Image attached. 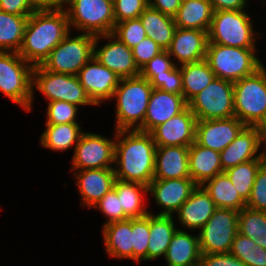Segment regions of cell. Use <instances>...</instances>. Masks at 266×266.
I'll use <instances>...</instances> for the list:
<instances>
[{"mask_svg":"<svg viewBox=\"0 0 266 266\" xmlns=\"http://www.w3.org/2000/svg\"><path fill=\"white\" fill-rule=\"evenodd\" d=\"M93 208L99 209L106 216L108 221L104 225L129 219L121 209L120 199L114 187Z\"/></svg>","mask_w":266,"mask_h":266,"instance_id":"42","label":"cell"},{"mask_svg":"<svg viewBox=\"0 0 266 266\" xmlns=\"http://www.w3.org/2000/svg\"><path fill=\"white\" fill-rule=\"evenodd\" d=\"M38 8H63L66 0H32Z\"/></svg>","mask_w":266,"mask_h":266,"instance_id":"54","label":"cell"},{"mask_svg":"<svg viewBox=\"0 0 266 266\" xmlns=\"http://www.w3.org/2000/svg\"><path fill=\"white\" fill-rule=\"evenodd\" d=\"M214 11L245 10L247 0H209Z\"/></svg>","mask_w":266,"mask_h":266,"instance_id":"51","label":"cell"},{"mask_svg":"<svg viewBox=\"0 0 266 266\" xmlns=\"http://www.w3.org/2000/svg\"><path fill=\"white\" fill-rule=\"evenodd\" d=\"M78 108L79 106L65 101H51L47 107L46 124L78 123Z\"/></svg>","mask_w":266,"mask_h":266,"instance_id":"40","label":"cell"},{"mask_svg":"<svg viewBox=\"0 0 266 266\" xmlns=\"http://www.w3.org/2000/svg\"><path fill=\"white\" fill-rule=\"evenodd\" d=\"M258 132L259 146H264L263 152L266 154V113L262 119L254 126Z\"/></svg>","mask_w":266,"mask_h":266,"instance_id":"53","label":"cell"},{"mask_svg":"<svg viewBox=\"0 0 266 266\" xmlns=\"http://www.w3.org/2000/svg\"><path fill=\"white\" fill-rule=\"evenodd\" d=\"M136 65L141 69L153 57L159 55L164 50L151 38L146 37L136 46L131 48Z\"/></svg>","mask_w":266,"mask_h":266,"instance_id":"46","label":"cell"},{"mask_svg":"<svg viewBox=\"0 0 266 266\" xmlns=\"http://www.w3.org/2000/svg\"><path fill=\"white\" fill-rule=\"evenodd\" d=\"M265 160L266 159L250 160L224 171L236 188L237 193L245 202H247L250 197L256 173Z\"/></svg>","mask_w":266,"mask_h":266,"instance_id":"36","label":"cell"},{"mask_svg":"<svg viewBox=\"0 0 266 266\" xmlns=\"http://www.w3.org/2000/svg\"><path fill=\"white\" fill-rule=\"evenodd\" d=\"M46 129L40 137L44 148L65 151L76 146L84 133L79 123L46 124Z\"/></svg>","mask_w":266,"mask_h":266,"instance_id":"33","label":"cell"},{"mask_svg":"<svg viewBox=\"0 0 266 266\" xmlns=\"http://www.w3.org/2000/svg\"><path fill=\"white\" fill-rule=\"evenodd\" d=\"M33 68L18 52L0 51V91L29 112L34 99Z\"/></svg>","mask_w":266,"mask_h":266,"instance_id":"5","label":"cell"},{"mask_svg":"<svg viewBox=\"0 0 266 266\" xmlns=\"http://www.w3.org/2000/svg\"><path fill=\"white\" fill-rule=\"evenodd\" d=\"M189 172L197 185L223 173L220 152L192 143L189 146Z\"/></svg>","mask_w":266,"mask_h":266,"instance_id":"25","label":"cell"},{"mask_svg":"<svg viewBox=\"0 0 266 266\" xmlns=\"http://www.w3.org/2000/svg\"><path fill=\"white\" fill-rule=\"evenodd\" d=\"M102 229L107 254L111 258L133 260L132 219L111 222Z\"/></svg>","mask_w":266,"mask_h":266,"instance_id":"26","label":"cell"},{"mask_svg":"<svg viewBox=\"0 0 266 266\" xmlns=\"http://www.w3.org/2000/svg\"><path fill=\"white\" fill-rule=\"evenodd\" d=\"M238 219V211L217 208L198 233L201 254L230 253Z\"/></svg>","mask_w":266,"mask_h":266,"instance_id":"12","label":"cell"},{"mask_svg":"<svg viewBox=\"0 0 266 266\" xmlns=\"http://www.w3.org/2000/svg\"><path fill=\"white\" fill-rule=\"evenodd\" d=\"M201 255L198 235L177 229L164 257L167 266H196Z\"/></svg>","mask_w":266,"mask_h":266,"instance_id":"27","label":"cell"},{"mask_svg":"<svg viewBox=\"0 0 266 266\" xmlns=\"http://www.w3.org/2000/svg\"><path fill=\"white\" fill-rule=\"evenodd\" d=\"M139 18L144 26L147 37L151 38L166 51L172 42L177 28L174 18L150 6L144 10Z\"/></svg>","mask_w":266,"mask_h":266,"instance_id":"30","label":"cell"},{"mask_svg":"<svg viewBox=\"0 0 266 266\" xmlns=\"http://www.w3.org/2000/svg\"><path fill=\"white\" fill-rule=\"evenodd\" d=\"M238 232L266 249V212L244 207L239 211Z\"/></svg>","mask_w":266,"mask_h":266,"instance_id":"37","label":"cell"},{"mask_svg":"<svg viewBox=\"0 0 266 266\" xmlns=\"http://www.w3.org/2000/svg\"><path fill=\"white\" fill-rule=\"evenodd\" d=\"M197 118L188 106L150 133L156 146H186L195 142Z\"/></svg>","mask_w":266,"mask_h":266,"instance_id":"17","label":"cell"},{"mask_svg":"<svg viewBox=\"0 0 266 266\" xmlns=\"http://www.w3.org/2000/svg\"><path fill=\"white\" fill-rule=\"evenodd\" d=\"M77 77L95 106L111 100L120 82V77L94 56L80 69Z\"/></svg>","mask_w":266,"mask_h":266,"instance_id":"15","label":"cell"},{"mask_svg":"<svg viewBox=\"0 0 266 266\" xmlns=\"http://www.w3.org/2000/svg\"><path fill=\"white\" fill-rule=\"evenodd\" d=\"M260 150L258 132L255 127L246 126L239 135L220 152L222 170L255 159H266V154ZM258 153V154H257Z\"/></svg>","mask_w":266,"mask_h":266,"instance_id":"22","label":"cell"},{"mask_svg":"<svg viewBox=\"0 0 266 266\" xmlns=\"http://www.w3.org/2000/svg\"><path fill=\"white\" fill-rule=\"evenodd\" d=\"M213 7L209 0H186L181 2L173 17L177 28L209 31L213 18Z\"/></svg>","mask_w":266,"mask_h":266,"instance_id":"28","label":"cell"},{"mask_svg":"<svg viewBox=\"0 0 266 266\" xmlns=\"http://www.w3.org/2000/svg\"><path fill=\"white\" fill-rule=\"evenodd\" d=\"M250 266H266V249L255 245L250 253Z\"/></svg>","mask_w":266,"mask_h":266,"instance_id":"52","label":"cell"},{"mask_svg":"<svg viewBox=\"0 0 266 266\" xmlns=\"http://www.w3.org/2000/svg\"><path fill=\"white\" fill-rule=\"evenodd\" d=\"M201 186L209 194L217 208L233 209L239 212L246 207V202L237 193L236 188L224 172L205 181Z\"/></svg>","mask_w":266,"mask_h":266,"instance_id":"31","label":"cell"},{"mask_svg":"<svg viewBox=\"0 0 266 266\" xmlns=\"http://www.w3.org/2000/svg\"><path fill=\"white\" fill-rule=\"evenodd\" d=\"M65 38L51 51L41 66L50 72L77 75L80 69L93 57L96 36L78 34Z\"/></svg>","mask_w":266,"mask_h":266,"instance_id":"9","label":"cell"},{"mask_svg":"<svg viewBox=\"0 0 266 266\" xmlns=\"http://www.w3.org/2000/svg\"><path fill=\"white\" fill-rule=\"evenodd\" d=\"M108 1H110L111 3H114L116 0H108Z\"/></svg>","mask_w":266,"mask_h":266,"instance_id":"55","label":"cell"},{"mask_svg":"<svg viewBox=\"0 0 266 266\" xmlns=\"http://www.w3.org/2000/svg\"><path fill=\"white\" fill-rule=\"evenodd\" d=\"M101 37L109 41L97 49ZM93 56L120 79L140 76V69L135 63L131 48L112 33L96 36Z\"/></svg>","mask_w":266,"mask_h":266,"instance_id":"14","label":"cell"},{"mask_svg":"<svg viewBox=\"0 0 266 266\" xmlns=\"http://www.w3.org/2000/svg\"><path fill=\"white\" fill-rule=\"evenodd\" d=\"M256 48H237L208 42L206 58L217 78L232 82L254 74L263 66Z\"/></svg>","mask_w":266,"mask_h":266,"instance_id":"4","label":"cell"},{"mask_svg":"<svg viewBox=\"0 0 266 266\" xmlns=\"http://www.w3.org/2000/svg\"><path fill=\"white\" fill-rule=\"evenodd\" d=\"M69 27L85 34L100 36L113 33V3L108 0H66ZM73 26V27H71Z\"/></svg>","mask_w":266,"mask_h":266,"instance_id":"8","label":"cell"},{"mask_svg":"<svg viewBox=\"0 0 266 266\" xmlns=\"http://www.w3.org/2000/svg\"><path fill=\"white\" fill-rule=\"evenodd\" d=\"M253 23L245 10L213 12L208 42L237 48H256Z\"/></svg>","mask_w":266,"mask_h":266,"instance_id":"6","label":"cell"},{"mask_svg":"<svg viewBox=\"0 0 266 266\" xmlns=\"http://www.w3.org/2000/svg\"><path fill=\"white\" fill-rule=\"evenodd\" d=\"M246 207L266 212V160L260 165Z\"/></svg>","mask_w":266,"mask_h":266,"instance_id":"41","label":"cell"},{"mask_svg":"<svg viewBox=\"0 0 266 266\" xmlns=\"http://www.w3.org/2000/svg\"><path fill=\"white\" fill-rule=\"evenodd\" d=\"M113 187L120 199L121 209L129 219L142 218L150 213L143 200L144 192L148 193V186L115 179Z\"/></svg>","mask_w":266,"mask_h":266,"instance_id":"32","label":"cell"},{"mask_svg":"<svg viewBox=\"0 0 266 266\" xmlns=\"http://www.w3.org/2000/svg\"><path fill=\"white\" fill-rule=\"evenodd\" d=\"M153 87L141 76L120 79L112 99L116 102L115 130H137L143 123Z\"/></svg>","mask_w":266,"mask_h":266,"instance_id":"3","label":"cell"},{"mask_svg":"<svg viewBox=\"0 0 266 266\" xmlns=\"http://www.w3.org/2000/svg\"><path fill=\"white\" fill-rule=\"evenodd\" d=\"M148 6V0H116L113 3L115 24L139 18Z\"/></svg>","mask_w":266,"mask_h":266,"instance_id":"43","label":"cell"},{"mask_svg":"<svg viewBox=\"0 0 266 266\" xmlns=\"http://www.w3.org/2000/svg\"><path fill=\"white\" fill-rule=\"evenodd\" d=\"M234 111L246 126L254 127L266 113V68L233 82Z\"/></svg>","mask_w":266,"mask_h":266,"instance_id":"7","label":"cell"},{"mask_svg":"<svg viewBox=\"0 0 266 266\" xmlns=\"http://www.w3.org/2000/svg\"><path fill=\"white\" fill-rule=\"evenodd\" d=\"M175 64L178 65L167 51H163L140 69V76L151 81L155 76L165 75V71H169Z\"/></svg>","mask_w":266,"mask_h":266,"instance_id":"45","label":"cell"},{"mask_svg":"<svg viewBox=\"0 0 266 266\" xmlns=\"http://www.w3.org/2000/svg\"><path fill=\"white\" fill-rule=\"evenodd\" d=\"M255 245L256 243L253 239L237 232L230 253L240 259L247 266H250V253Z\"/></svg>","mask_w":266,"mask_h":266,"instance_id":"47","label":"cell"},{"mask_svg":"<svg viewBox=\"0 0 266 266\" xmlns=\"http://www.w3.org/2000/svg\"><path fill=\"white\" fill-rule=\"evenodd\" d=\"M80 192L82 205L93 208L112 188L115 182L114 168L85 169L73 173Z\"/></svg>","mask_w":266,"mask_h":266,"instance_id":"20","label":"cell"},{"mask_svg":"<svg viewBox=\"0 0 266 266\" xmlns=\"http://www.w3.org/2000/svg\"><path fill=\"white\" fill-rule=\"evenodd\" d=\"M246 127L237 117L197 120L195 142L221 152Z\"/></svg>","mask_w":266,"mask_h":266,"instance_id":"16","label":"cell"},{"mask_svg":"<svg viewBox=\"0 0 266 266\" xmlns=\"http://www.w3.org/2000/svg\"><path fill=\"white\" fill-rule=\"evenodd\" d=\"M201 266H247L231 253L202 254Z\"/></svg>","mask_w":266,"mask_h":266,"instance_id":"49","label":"cell"},{"mask_svg":"<svg viewBox=\"0 0 266 266\" xmlns=\"http://www.w3.org/2000/svg\"><path fill=\"white\" fill-rule=\"evenodd\" d=\"M216 209L217 207L209 194L201 185H198L176 213L179 223L194 231L200 230Z\"/></svg>","mask_w":266,"mask_h":266,"instance_id":"24","label":"cell"},{"mask_svg":"<svg viewBox=\"0 0 266 266\" xmlns=\"http://www.w3.org/2000/svg\"><path fill=\"white\" fill-rule=\"evenodd\" d=\"M133 260L147 261V247L150 233V213L142 218L132 219Z\"/></svg>","mask_w":266,"mask_h":266,"instance_id":"38","label":"cell"},{"mask_svg":"<svg viewBox=\"0 0 266 266\" xmlns=\"http://www.w3.org/2000/svg\"><path fill=\"white\" fill-rule=\"evenodd\" d=\"M150 7L157 9L161 13L174 17L181 5L180 0H148Z\"/></svg>","mask_w":266,"mask_h":266,"instance_id":"50","label":"cell"},{"mask_svg":"<svg viewBox=\"0 0 266 266\" xmlns=\"http://www.w3.org/2000/svg\"><path fill=\"white\" fill-rule=\"evenodd\" d=\"M198 185L191 178L153 179L148 185V193L163 210L158 215H172L190 197Z\"/></svg>","mask_w":266,"mask_h":266,"instance_id":"18","label":"cell"},{"mask_svg":"<svg viewBox=\"0 0 266 266\" xmlns=\"http://www.w3.org/2000/svg\"><path fill=\"white\" fill-rule=\"evenodd\" d=\"M182 75V95L188 103L216 77L206 60L179 65Z\"/></svg>","mask_w":266,"mask_h":266,"instance_id":"34","label":"cell"},{"mask_svg":"<svg viewBox=\"0 0 266 266\" xmlns=\"http://www.w3.org/2000/svg\"><path fill=\"white\" fill-rule=\"evenodd\" d=\"M187 106L183 95L153 88L144 123L137 130L150 133L158 125L181 113Z\"/></svg>","mask_w":266,"mask_h":266,"instance_id":"19","label":"cell"},{"mask_svg":"<svg viewBox=\"0 0 266 266\" xmlns=\"http://www.w3.org/2000/svg\"><path fill=\"white\" fill-rule=\"evenodd\" d=\"M38 7L32 0H0V10L18 16H30Z\"/></svg>","mask_w":266,"mask_h":266,"instance_id":"48","label":"cell"},{"mask_svg":"<svg viewBox=\"0 0 266 266\" xmlns=\"http://www.w3.org/2000/svg\"><path fill=\"white\" fill-rule=\"evenodd\" d=\"M155 153L156 145L151 133L116 131L115 178L148 186L154 179Z\"/></svg>","mask_w":266,"mask_h":266,"instance_id":"1","label":"cell"},{"mask_svg":"<svg viewBox=\"0 0 266 266\" xmlns=\"http://www.w3.org/2000/svg\"><path fill=\"white\" fill-rule=\"evenodd\" d=\"M190 178L189 147L156 146L154 179Z\"/></svg>","mask_w":266,"mask_h":266,"instance_id":"23","label":"cell"},{"mask_svg":"<svg viewBox=\"0 0 266 266\" xmlns=\"http://www.w3.org/2000/svg\"><path fill=\"white\" fill-rule=\"evenodd\" d=\"M33 97L40 91L49 102L65 101L77 106L95 105L79 82L77 75H68L45 70L41 65L33 68Z\"/></svg>","mask_w":266,"mask_h":266,"instance_id":"10","label":"cell"},{"mask_svg":"<svg viewBox=\"0 0 266 266\" xmlns=\"http://www.w3.org/2000/svg\"><path fill=\"white\" fill-rule=\"evenodd\" d=\"M115 143L116 131L113 140L98 133L84 132L73 149L70 171L114 168L110 164L115 163Z\"/></svg>","mask_w":266,"mask_h":266,"instance_id":"13","label":"cell"},{"mask_svg":"<svg viewBox=\"0 0 266 266\" xmlns=\"http://www.w3.org/2000/svg\"><path fill=\"white\" fill-rule=\"evenodd\" d=\"M70 31L65 7L38 8L28 18L18 54L33 66L41 65Z\"/></svg>","mask_w":266,"mask_h":266,"instance_id":"2","label":"cell"},{"mask_svg":"<svg viewBox=\"0 0 266 266\" xmlns=\"http://www.w3.org/2000/svg\"><path fill=\"white\" fill-rule=\"evenodd\" d=\"M173 215H154L150 212V233L147 247V262L165 256L168 246L178 228Z\"/></svg>","mask_w":266,"mask_h":266,"instance_id":"29","label":"cell"},{"mask_svg":"<svg viewBox=\"0 0 266 266\" xmlns=\"http://www.w3.org/2000/svg\"><path fill=\"white\" fill-rule=\"evenodd\" d=\"M112 34L129 48H133L147 37L140 18L128 19L116 23Z\"/></svg>","mask_w":266,"mask_h":266,"instance_id":"39","label":"cell"},{"mask_svg":"<svg viewBox=\"0 0 266 266\" xmlns=\"http://www.w3.org/2000/svg\"><path fill=\"white\" fill-rule=\"evenodd\" d=\"M208 32L198 29L176 28L172 42L166 50L179 65L196 63L206 58Z\"/></svg>","mask_w":266,"mask_h":266,"instance_id":"21","label":"cell"},{"mask_svg":"<svg viewBox=\"0 0 266 266\" xmlns=\"http://www.w3.org/2000/svg\"><path fill=\"white\" fill-rule=\"evenodd\" d=\"M150 83L153 88L182 95V75L180 67L176 64L169 71H165V75L155 76Z\"/></svg>","mask_w":266,"mask_h":266,"instance_id":"44","label":"cell"},{"mask_svg":"<svg viewBox=\"0 0 266 266\" xmlns=\"http://www.w3.org/2000/svg\"><path fill=\"white\" fill-rule=\"evenodd\" d=\"M28 18L29 16H18L0 10V51L20 50Z\"/></svg>","mask_w":266,"mask_h":266,"instance_id":"35","label":"cell"},{"mask_svg":"<svg viewBox=\"0 0 266 266\" xmlns=\"http://www.w3.org/2000/svg\"><path fill=\"white\" fill-rule=\"evenodd\" d=\"M232 81L215 77L212 82L188 102L197 120L235 116Z\"/></svg>","mask_w":266,"mask_h":266,"instance_id":"11","label":"cell"}]
</instances>
